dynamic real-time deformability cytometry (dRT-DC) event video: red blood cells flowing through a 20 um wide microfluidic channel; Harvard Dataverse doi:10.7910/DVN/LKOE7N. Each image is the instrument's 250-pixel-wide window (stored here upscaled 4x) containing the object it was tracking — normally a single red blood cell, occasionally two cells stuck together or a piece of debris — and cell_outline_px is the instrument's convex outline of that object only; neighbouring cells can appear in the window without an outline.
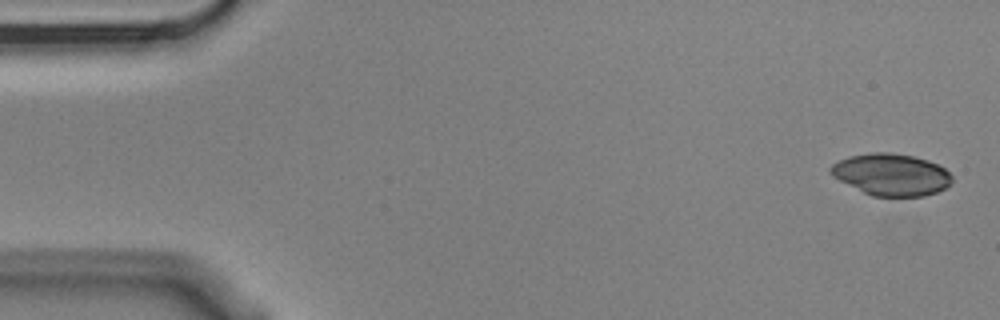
{"species": "Egyptian fruit bat (a non-hibernating species)", "species_latin": "Rousettus aegyptiacus", "temperature_condition": "cold", "stored_images_in_passage": 5, "camera_frame_rate_fps": 3000, "um_per_image_px": 0.085, "animal": {"sex": "male"}, "frame": {"image": 1, "passage_image": 1, "time_ms": 0.0, "image_size_px": [1000, 320], "cell_outline_px": [[952, 180], [944, 188], [936, 192], [924, 196], [872, 196], [832, 176], [828, 168], [832, 164], [848, 156], [872, 152], [888, 152], [912, 156], [928, 160], [944, 168], [952, 176]], "centroid_in_image_um": [75.74, 14.83], "position_along_channel_um": 9.3, "area_um2": 29.36}}
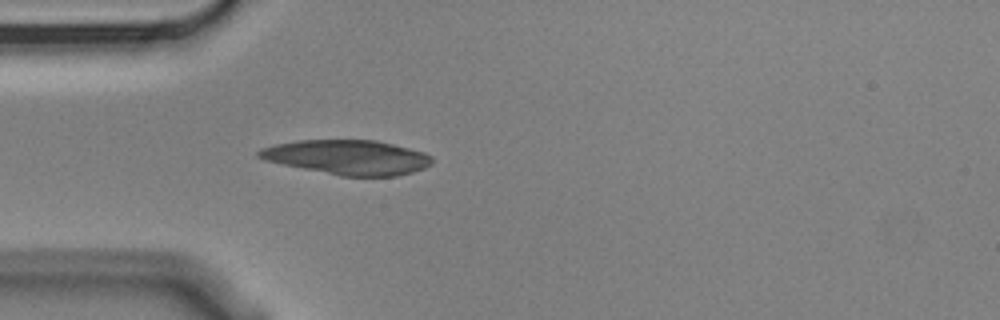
{"frame": {"image": 2, "passage_image": 5, "time_ms": 1.333, "image_size_px": [1000, 320], "cell_outline_px": [[432, 164], [424, 168], [412, 172], [396, 176], [340, 176], [264, 160], [256, 156], [256, 152], [260, 148], [276, 144], [300, 140], [376, 140], [424, 152], [432, 156]], "centroid_in_image_um": [29.54, 13.37], "position_along_channel_um": 55.5, "area_um2": 34.8}}